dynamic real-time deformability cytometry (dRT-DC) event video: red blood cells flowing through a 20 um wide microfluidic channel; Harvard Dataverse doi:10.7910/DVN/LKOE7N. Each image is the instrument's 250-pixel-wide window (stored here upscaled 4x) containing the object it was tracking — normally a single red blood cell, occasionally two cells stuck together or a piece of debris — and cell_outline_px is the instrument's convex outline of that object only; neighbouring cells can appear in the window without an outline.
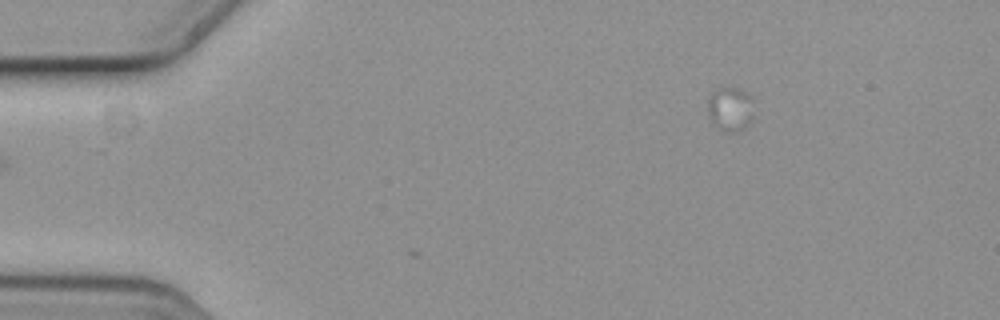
{"species": "common noctule bat (a hibernating species)", "species_latin": "Nyctalus noctula", "temperature_condition": "cold", "stored_images_in_passage": 4, "camera_frame_rate_fps": 3000, "um_per_image_px": 0.085, "animal": {"sex": "female", "body_mass_g": 19.3, "forearm_length_mm": 54.1}, "frame": {"image": 1, "passage_image": 4, "time_ms": 1.0, "image_size_px": [1000, 320], "cell_outline_px": [[752, 120], [740, 132], [724, 132], [716, 128], [712, 124], [708, 116], [708, 100], [712, 92], [720, 84], [736, 88], [748, 92], [752, 96]], "centroid_in_image_um": [62.05, 9.25], "position_along_channel_um": 23.0, "area_um2": 12.48}}